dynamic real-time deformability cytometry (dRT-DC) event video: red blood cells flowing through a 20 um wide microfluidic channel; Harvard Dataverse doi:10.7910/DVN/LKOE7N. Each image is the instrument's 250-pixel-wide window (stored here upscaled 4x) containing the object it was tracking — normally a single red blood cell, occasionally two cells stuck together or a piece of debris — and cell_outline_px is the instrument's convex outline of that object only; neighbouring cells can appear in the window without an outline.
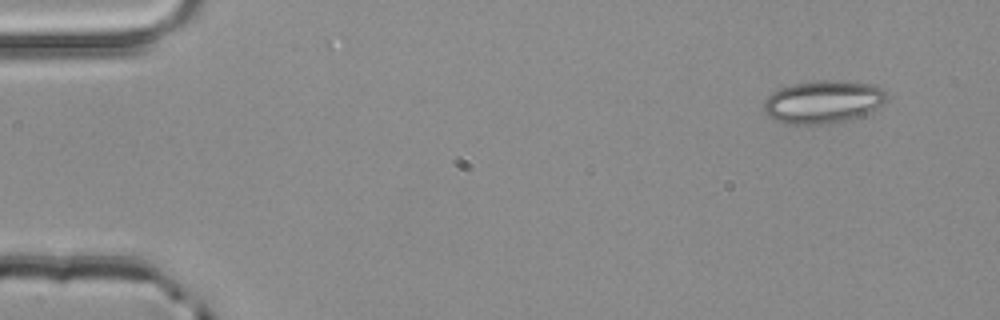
{"species": "common noctule bat (a hibernating species)", "species_latin": "Nyctalus noctula", "temperature_condition": "room temperature", "stored_images_in_passage": 3, "camera_frame_rate_fps": 3000, "um_per_image_px": 0.085, "animal": {"sex": "male", "body_mass_g": 20.4}, "frame": {"image": 1, "passage_image": 1, "time_ms": 0.0, "image_size_px": [1000, 320], "cell_outline_px": [[888, 96], [880, 104], [868, 112], [852, 120], [828, 124], [788, 124], [776, 120], [768, 116], [764, 112], [764, 100], [772, 92], [780, 88], [792, 84], [812, 80], [840, 80], [872, 84], [880, 88]], "centroid_in_image_um": [69.92, 8.65], "position_along_channel_um": 15.1, "area_um2": 30.75}}